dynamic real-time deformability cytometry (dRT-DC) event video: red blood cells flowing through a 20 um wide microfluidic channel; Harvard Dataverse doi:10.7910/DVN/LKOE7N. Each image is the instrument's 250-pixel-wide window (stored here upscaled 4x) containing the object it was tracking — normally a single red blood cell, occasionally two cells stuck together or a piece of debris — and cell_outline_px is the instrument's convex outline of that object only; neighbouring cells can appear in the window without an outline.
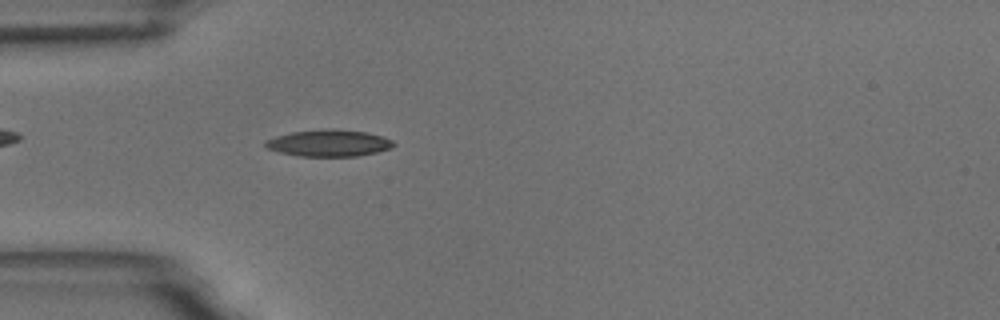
{"species": "common noctule bat (a hibernating species)", "species_latin": "Nyctalus noctula", "temperature_condition": "room temperature", "stored_images_in_passage": 40, "camera_frame_rate_fps": 3000, "um_per_image_px": 0.085, "animal": {"sex": "male", "body_mass_g": 18.8}, "frame": {"image": 1, "passage_image": 1, "time_ms": 0.0, "image_size_px": [1000, 320], "cell_outline_px": [[396, 144], [392, 148], [376, 152], [356, 156], [300, 156], [280, 152], [268, 148], [264, 144], [268, 140], [276, 136], [292, 132], [364, 132], [380, 136], [392, 140]], "centroid_in_image_um": [27.98, 12.22], "position_along_channel_um": 57.0, "area_um2": 18.61}}
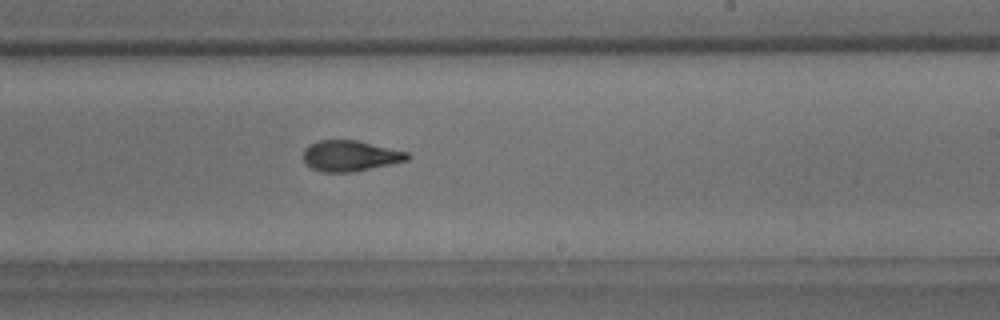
{"frame": {"image": 2, "passage_image": 18, "time_ms": 5.667, "image_size_px": [1000, 320], "cell_outline_px": [[412, 156], [408, 160], [352, 172], [324, 172], [312, 168], [304, 164], [304, 148], [320, 140], [356, 140], [408, 152]], "centroid_in_image_um": [29.77, 13.25], "position_along_channel_um": 259.2, "area_um2": 18.5}, "authors_computed_cell_mechanics": {"area_um2": 18.8428, "velocity_mm_per_s": 3.6319, "shape_relaxation_time_tau1_ms": 5.2202, "shape_relaxation_time_tau2_ms": 2.4696, "deformation_change_tau1": 0.1644, "deformation_change_tau2": 0.0982}}